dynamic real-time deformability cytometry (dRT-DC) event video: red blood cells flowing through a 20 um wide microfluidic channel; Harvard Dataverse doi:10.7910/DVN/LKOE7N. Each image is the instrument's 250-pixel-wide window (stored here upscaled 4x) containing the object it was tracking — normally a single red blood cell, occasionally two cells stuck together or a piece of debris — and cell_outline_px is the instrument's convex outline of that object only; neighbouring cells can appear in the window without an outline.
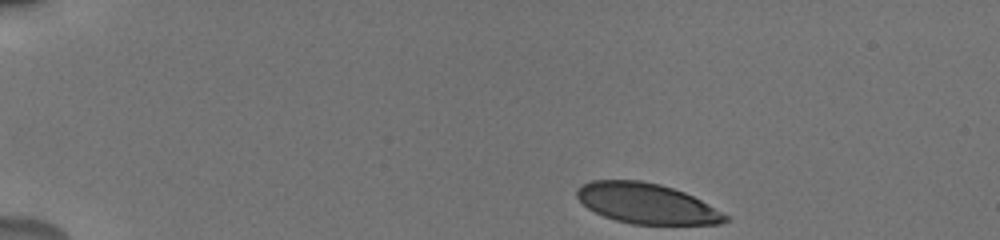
{"species": "human", "species_latin": "Homo sapiens", "temperature_condition": "cold", "stored_images_in_passage": 46, "camera_frame_rate_fps": 3000, "um_per_image_px": 0.085, "donor": {"sex": "male"}, "frame": {"image": 1, "passage_image": 1, "time_ms": 0.0, "image_size_px": [1000, 240], "cell_outline_px": [[728, 220], [720, 224], [632, 224], [616, 220], [604, 216], [588, 208], [576, 196], [576, 188], [580, 184], [592, 180], [640, 180], [660, 184], [684, 192], [700, 200], [728, 216]], "centroid_in_image_um": [54.91, 17.28], "position_along_channel_um": 30.1, "area_um2": 34.62}}
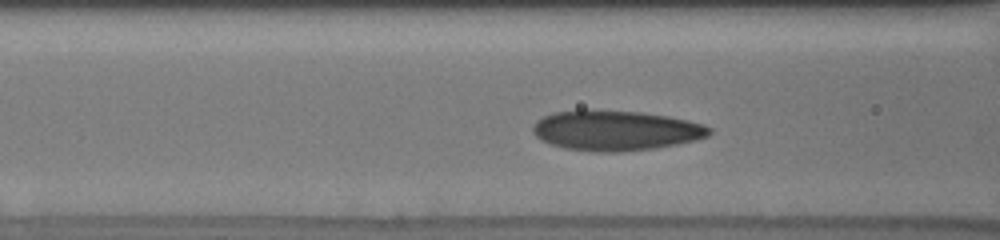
{"frame": {"image": 2, "passage_image": 15, "time_ms": 4.667, "image_size_px": [1000, 240], "cell_outline_px": [[712, 132], [708, 136], [696, 140], [676, 144], [652, 148], [620, 152], [592, 152], [564, 148], [540, 140], [532, 132], [532, 128], [536, 120], [552, 112], [584, 108], [640, 112], [668, 116], [688, 120], [704, 124], [712, 128]], "centroid_in_image_um": [52.3, 11.07], "position_along_channel_um": 114.3, "area_um2": 41.85}}
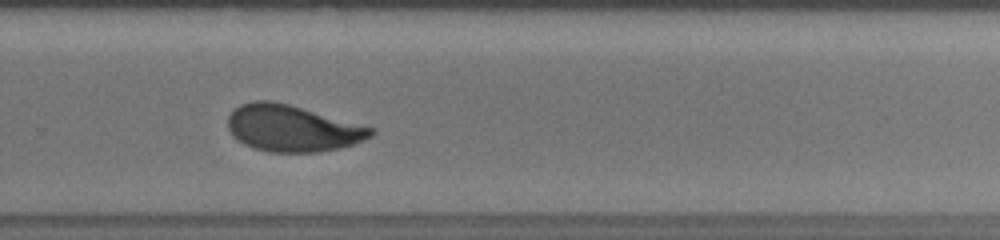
{"frame": {"image": 3, "passage_image": 30, "time_ms": 9.667, "image_size_px": [1000, 240], "cell_outline_px": [[376, 132], [372, 136], [364, 140], [340, 148], [320, 152], [268, 152], [252, 148], [244, 144], [232, 136], [228, 128], [228, 116], [240, 104], [252, 100], [272, 100], [288, 104], [376, 128]], "centroid_in_image_um": [24.85, 10.91], "position_along_channel_um": 305.0, "area_um2": 38.96}, "authors_computed_cell_mechanics": {"area_um2": 38.4948, "velocity_mm_per_s": 3.8295, "shape_relaxation_time_tau1_ms": 3.4069, "shape_relaxation_time_tau2_ms": 0.8207, "deformation_change_tau1": 0.1511, "deformation_change_tau2": 0.0618}}